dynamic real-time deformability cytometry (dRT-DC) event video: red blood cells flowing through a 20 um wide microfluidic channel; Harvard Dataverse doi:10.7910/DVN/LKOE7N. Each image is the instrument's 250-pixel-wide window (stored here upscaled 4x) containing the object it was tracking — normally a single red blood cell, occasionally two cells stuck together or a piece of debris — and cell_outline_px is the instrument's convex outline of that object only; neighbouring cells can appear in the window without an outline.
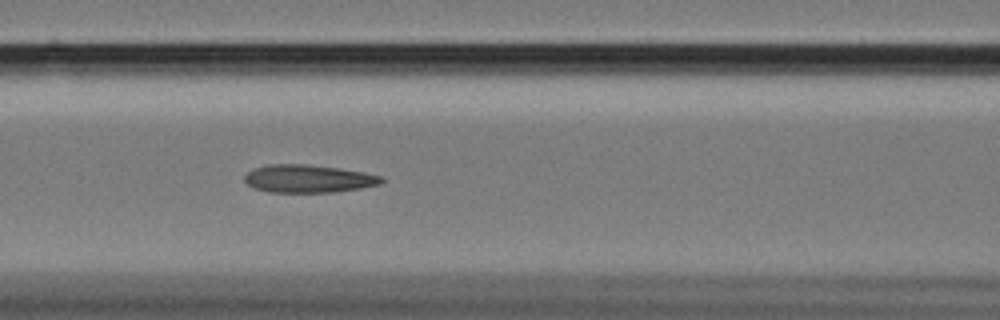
{"species": "Egyptian fruit bat (a non-hibernating species)", "species_latin": "Rousettus aegyptiacus", "temperature_condition": "cold", "stored_images_in_passage": 42, "camera_frame_rate_fps": 3000, "um_per_image_px": 0.085, "animal": {"sex": "female"}, "frame": {"image": 1, "passage_image": 16, "time_ms": 5.0, "image_size_px": [1000, 320], "cell_outline_px": [[384, 180], [380, 184], [360, 188], [332, 192], [268, 192], [256, 188], [248, 184], [244, 180], [244, 176], [252, 168], [268, 164], [304, 164], [340, 168], [364, 172], [384, 176]], "centroid_in_image_um": [26.21, 15.18], "position_along_channel_um": 140.4, "area_um2": 22.25}}
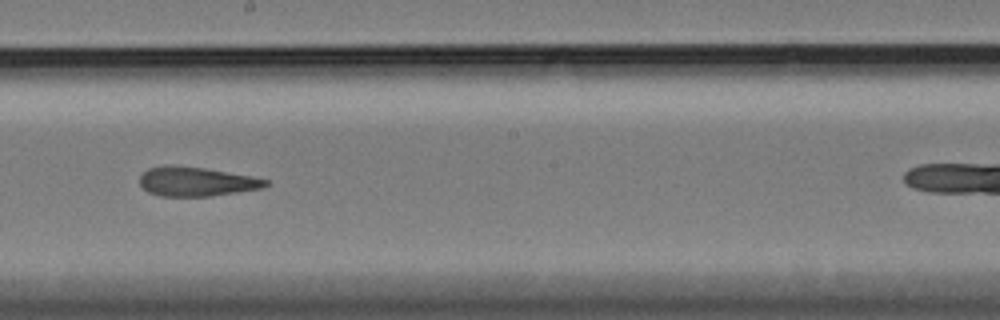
{"frame": {"image": 2, "passage_image": 24, "time_ms": 7.667, "image_size_px": [1000, 320], "cell_outline_px": [[268, 184], [264, 188], [212, 196], [160, 196], [148, 192], [140, 184], [140, 176], [148, 168], [168, 164], [172, 164], [204, 168], [252, 176], [268, 180]], "centroid_in_image_um": [16.68, 15.43], "position_along_channel_um": 231.5, "area_um2": 21.56}}
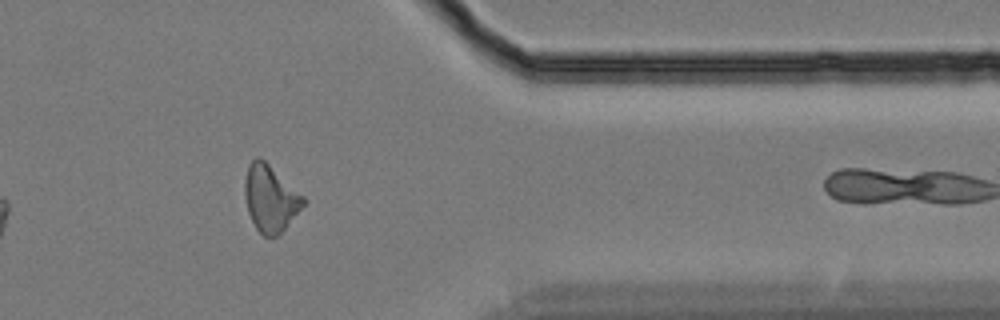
{"frame": {"image": 3, "passage_image": 39, "time_ms": 12.667, "image_size_px": [1000, 320], "cell_outline_px": [[308, 200], [284, 228], [276, 236], [264, 236], [256, 228], [248, 212], [244, 196], [244, 180], [248, 164], [256, 156], [260, 156], [304, 196]], "centroid_in_image_um": [22.96, 16.82], "position_along_channel_um": 388.4, "area_um2": 22.6}, "authors_computed_cell_mechanics": {"area_um2": 22.4264, "velocity_mm_per_s": 3.4199, "shape_relaxation_time_tau1_ms": 5.9897, "shape_relaxation_time_tau2_ms": 3.0481, "deformation_change_tau1": 0.1745, "deformation_change_tau2": 0.1385}}